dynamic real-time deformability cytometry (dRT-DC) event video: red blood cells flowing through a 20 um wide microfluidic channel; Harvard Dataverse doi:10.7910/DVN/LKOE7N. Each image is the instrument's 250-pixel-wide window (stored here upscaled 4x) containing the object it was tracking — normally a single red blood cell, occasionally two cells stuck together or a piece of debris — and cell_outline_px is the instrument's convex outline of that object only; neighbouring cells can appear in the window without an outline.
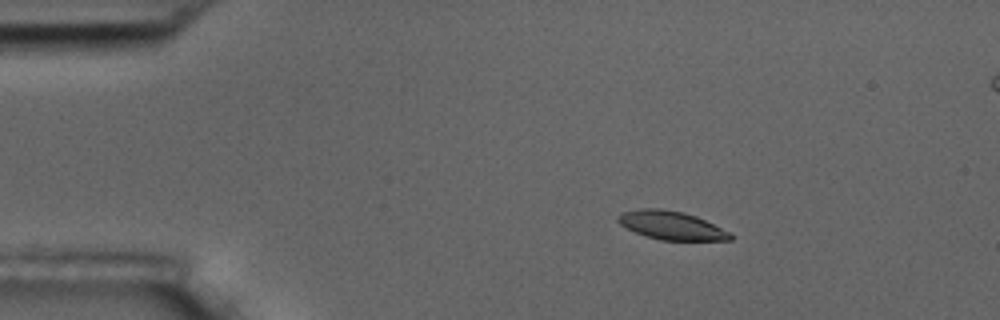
{"species": "common noctule bat (a hibernating species)", "species_latin": "Nyctalus noctula", "temperature_condition": "room temperature", "stored_images_in_passage": 7, "camera_frame_rate_fps": 3000, "um_per_image_px": 0.085, "animal": {"sex": "male", "body_mass_g": 17.5, "forearm_length_mm": 52.3}, "frame": {"image": 1, "passage_image": 4, "time_ms": 3.333, "image_size_px": [1000, 320], "cell_outline_px": [[736, 236], [732, 240], [660, 240], [644, 236], [620, 224], [616, 220], [616, 216], [620, 212], [640, 208], [660, 208], [684, 212], [696, 216]], "centroid_in_image_um": [57.02, 19.15], "position_along_channel_um": 28.0, "area_um2": 18.67}}